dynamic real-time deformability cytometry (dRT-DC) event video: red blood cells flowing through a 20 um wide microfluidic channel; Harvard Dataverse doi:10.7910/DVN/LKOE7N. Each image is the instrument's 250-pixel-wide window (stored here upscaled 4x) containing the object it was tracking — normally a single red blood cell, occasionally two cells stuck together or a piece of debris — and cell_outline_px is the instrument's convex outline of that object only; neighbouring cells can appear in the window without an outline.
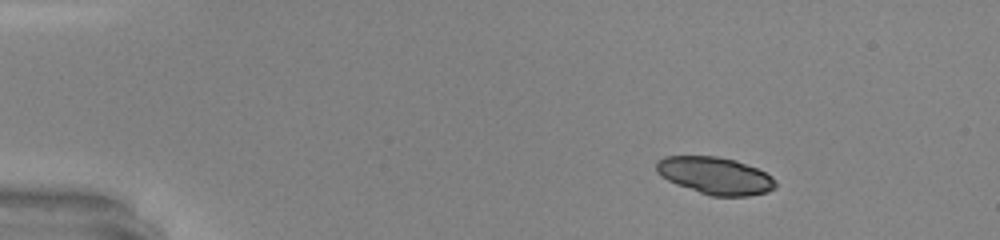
{"species": "common noctule bat (a hibernating species)", "species_latin": "Nyctalus noctula", "temperature_condition": "warm", "stored_images_in_passage": 1, "camera_frame_rate_fps": 3000, "um_per_image_px": 0.085, "animal": {"sex": "male", "body_mass_g": 20.0, "forearm_length_mm": 53.3}, "frame": {"image": 1, "passage_image": 1, "time_ms": 0.0, "image_size_px": [1000, 240], "cell_outline_px": [[768, 188], [760, 192], [708, 192], [684, 184], [676, 180], [704, 160], [728, 160], [752, 168], [768, 176]], "centroid_in_image_um": [61.61, 15.09], "position_along_channel_um": 23.4, "area_um2": 15.78}}